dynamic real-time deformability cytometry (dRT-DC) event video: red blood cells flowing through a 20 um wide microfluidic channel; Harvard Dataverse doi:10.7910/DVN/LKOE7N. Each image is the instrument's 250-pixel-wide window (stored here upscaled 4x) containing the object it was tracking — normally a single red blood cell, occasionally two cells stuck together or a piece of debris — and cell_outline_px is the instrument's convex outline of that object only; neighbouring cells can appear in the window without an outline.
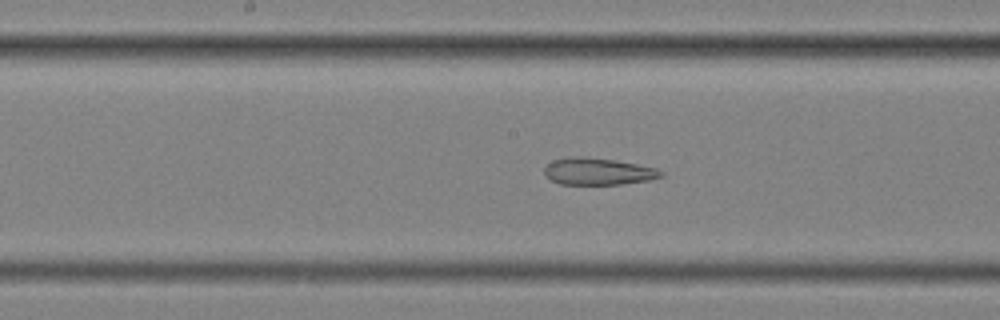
{"species": "common noctule bat (a hibernating species)", "species_latin": "Nyctalus noctula", "temperature_condition": "cold", "stored_images_in_passage": 39, "camera_frame_rate_fps": 3000, "um_per_image_px": 0.085, "animal": {"sex": "female", "body_mass_g": 25.1}, "frame": {"image": 1, "passage_image": 12, "time_ms": 3.667, "image_size_px": [1000, 320], "cell_outline_px": [[664, 176], [648, 180], [620, 184], [560, 184], [544, 176], [544, 168], [552, 160], [572, 156], [580, 156], [616, 160], [656, 168], [664, 172]], "centroid_in_image_um": [50.81, 14.56], "position_along_channel_um": 197.4, "area_um2": 18.32}}
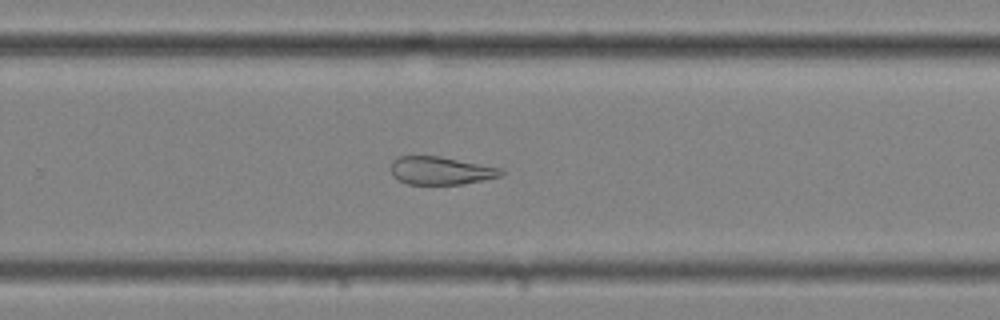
{"frame": {"image": 2, "passage_image": 20, "time_ms": 6.333, "image_size_px": [1000, 320], "cell_outline_px": [[504, 172], [500, 176], [464, 184], [408, 184], [396, 180], [392, 176], [392, 160], [400, 156], [440, 156], [500, 168]], "centroid_in_image_um": [37.42, 14.51], "position_along_channel_um": 292.4, "area_um2": 17.86}}
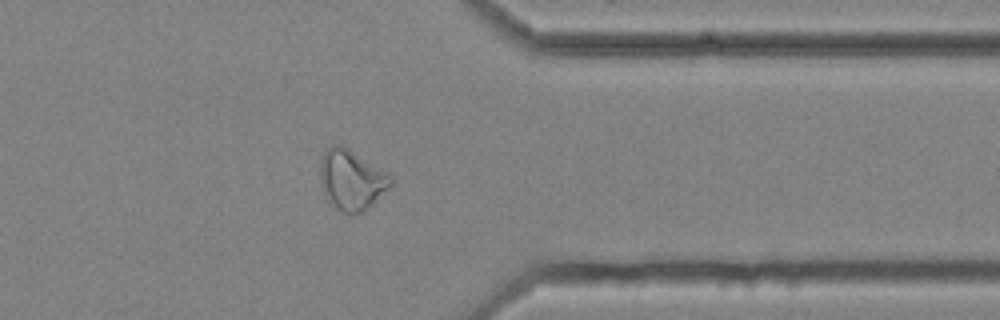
{"frame": {"image": 3, "passage_image": 28, "time_ms": 9.0, "image_size_px": [1000, 320], "cell_outline_px": [[392, 184], [368, 208], [356, 216], [352, 216], [336, 208], [332, 204], [324, 192], [320, 180], [320, 160], [324, 152], [332, 144], [340, 144], [348, 148], [388, 172], [392, 176]], "centroid_in_image_um": [29.88, 15.28], "position_along_channel_um": 381.5, "area_um2": 24.8}, "authors_computed_cell_mechanics": {"area_um2": 20.6924, "velocity_mm_per_s": 3.5679, "shape_relaxation_time_tau1_ms": null, "shape_relaxation_time_tau2_ms": 4.6419, "deformation_change_tau1": null, "deformation_change_tau2": 0.1486}}